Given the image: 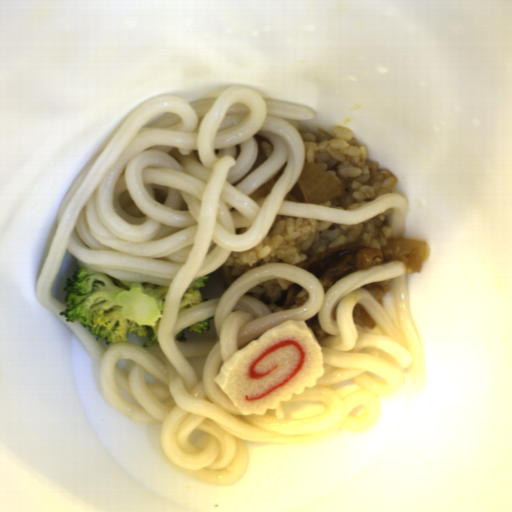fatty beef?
I'll return each mask as SVG.
<instances>
[{"label": "fatty beef", "mask_w": 512, "mask_h": 512, "mask_svg": "<svg viewBox=\"0 0 512 512\" xmlns=\"http://www.w3.org/2000/svg\"><path fill=\"white\" fill-rule=\"evenodd\" d=\"M294 266L316 277L326 292L350 273L386 265L382 249L352 242L324 249Z\"/></svg>", "instance_id": "obj_1"}, {"label": "fatty beef", "mask_w": 512, "mask_h": 512, "mask_svg": "<svg viewBox=\"0 0 512 512\" xmlns=\"http://www.w3.org/2000/svg\"><path fill=\"white\" fill-rule=\"evenodd\" d=\"M309 291L300 284L289 285L277 300L267 301L263 305L270 312H280L288 309L300 308L305 302Z\"/></svg>", "instance_id": "obj_2"}, {"label": "fatty beef", "mask_w": 512, "mask_h": 512, "mask_svg": "<svg viewBox=\"0 0 512 512\" xmlns=\"http://www.w3.org/2000/svg\"><path fill=\"white\" fill-rule=\"evenodd\" d=\"M363 287L373 300L382 308L383 301L391 289L390 279L386 281L373 282Z\"/></svg>", "instance_id": "obj_3"}, {"label": "fatty beef", "mask_w": 512, "mask_h": 512, "mask_svg": "<svg viewBox=\"0 0 512 512\" xmlns=\"http://www.w3.org/2000/svg\"><path fill=\"white\" fill-rule=\"evenodd\" d=\"M352 320L356 325L368 328H375L377 326L376 321L371 318L364 307L355 308Z\"/></svg>", "instance_id": "obj_4"}]
</instances>
